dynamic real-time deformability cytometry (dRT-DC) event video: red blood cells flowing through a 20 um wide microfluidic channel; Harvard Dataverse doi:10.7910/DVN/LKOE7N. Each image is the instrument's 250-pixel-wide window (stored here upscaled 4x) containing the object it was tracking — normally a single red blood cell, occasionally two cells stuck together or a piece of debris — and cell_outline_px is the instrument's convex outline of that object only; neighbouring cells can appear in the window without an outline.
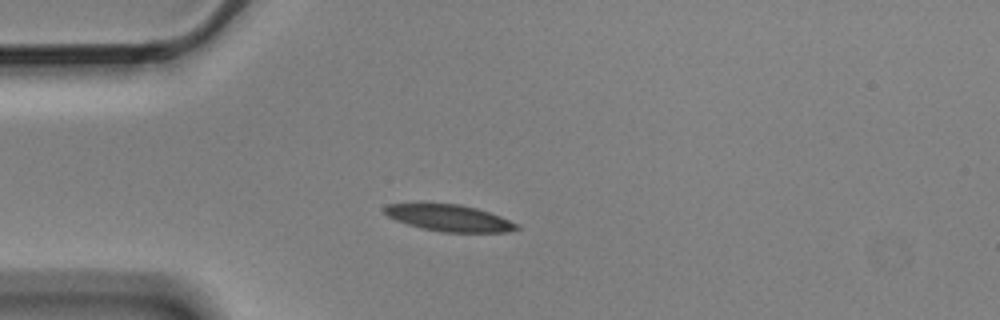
{"species": "Egyptian fruit bat (a non-hibernating species)", "species_latin": "Rousettus aegyptiacus", "temperature_condition": "cold", "stored_images_in_passage": 10, "camera_frame_rate_fps": 3000, "um_per_image_px": 0.085, "animal": {"sex": "male"}, "frame": {"image": 1, "passage_image": 1, "time_ms": 0.0, "image_size_px": [1000, 320], "cell_outline_px": [[520, 228], [508, 232], [444, 232], [420, 228], [396, 220], [388, 216], [384, 212], [384, 208], [388, 204], [460, 204], [476, 208], [500, 216], [520, 224]], "centroid_in_image_um": [38.23, 18.54], "position_along_channel_um": 46.8, "area_um2": 20.29}}
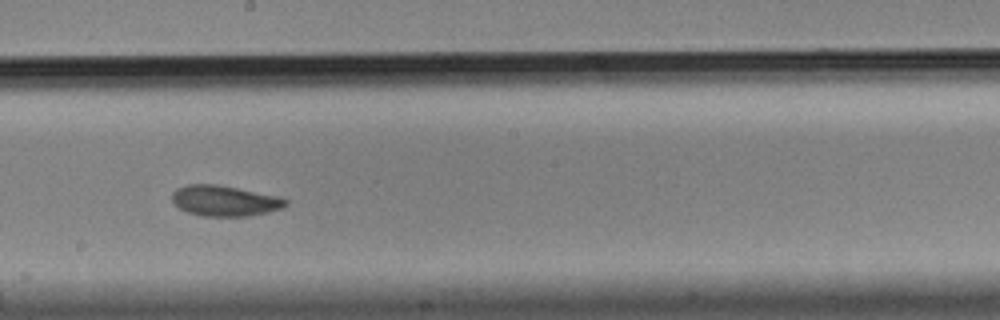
{"frame": {"image": 2, "passage_image": 6, "time_ms": 1.667, "image_size_px": [1000, 320], "cell_outline_px": [[288, 204], [280, 208], [268, 212], [248, 216], [200, 216], [188, 212], [180, 208], [172, 200], [172, 192], [176, 188], [188, 184], [216, 184], [276, 196], [288, 200]], "centroid_in_image_um": [19.06, 17.07], "position_along_channel_um": 229.1, "area_um2": 20.06}}
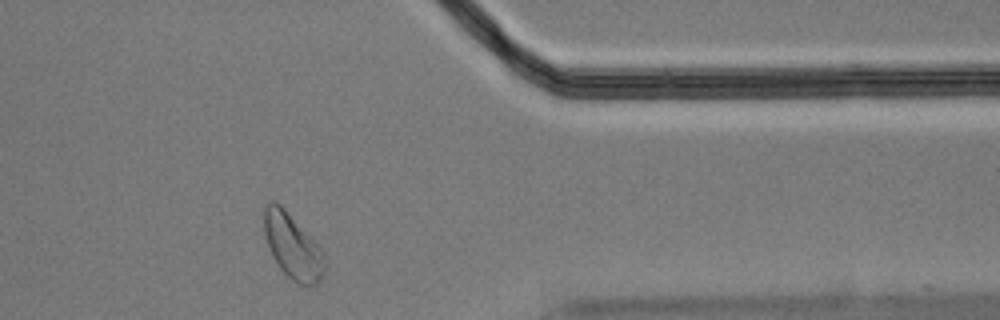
{"frame": {"image": 3, "passage_image": 10, "time_ms": 3.0, "image_size_px": [1000, 320], "cell_outline_px": [[328, 264], [324, 276], [316, 284], [308, 288], [296, 284], [280, 268], [272, 256], [264, 232], [264, 208], [268, 200], [276, 200], [284, 208], [324, 252]], "centroid_in_image_um": [24.91, 20.98], "position_along_channel_um": 386.5, "area_um2": 23.29}}